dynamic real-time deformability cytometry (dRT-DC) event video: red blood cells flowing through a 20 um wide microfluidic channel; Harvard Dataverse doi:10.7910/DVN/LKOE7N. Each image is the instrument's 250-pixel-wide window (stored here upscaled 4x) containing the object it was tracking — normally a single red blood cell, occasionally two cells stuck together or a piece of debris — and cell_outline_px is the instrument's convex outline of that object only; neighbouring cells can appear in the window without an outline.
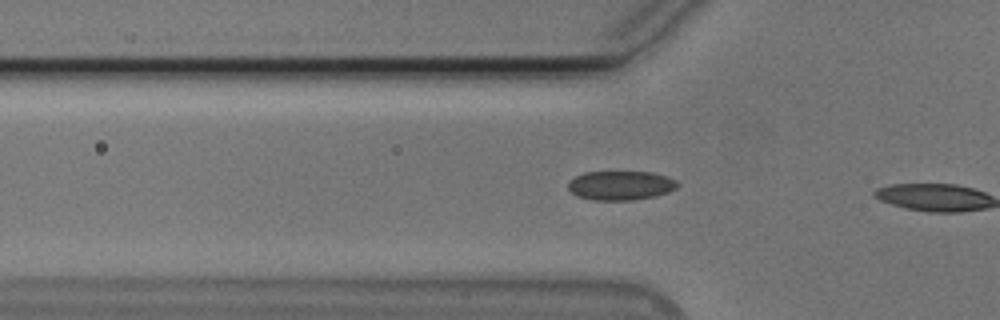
{"species": "Egyptian fruit bat (a non-hibernating species)", "species_latin": "Rousettus aegyptiacus", "temperature_condition": "cold", "stored_images_in_passage": 5, "camera_frame_rate_fps": 3000, "um_per_image_px": 0.085, "animal": {"sex": "male"}, "frame": {"image": 1, "passage_image": 3, "time_ms": 0.667, "image_size_px": [1000, 320], "cell_outline_px": [[680, 184], [676, 188], [668, 192], [656, 196], [632, 200], [592, 200], [576, 196], [568, 188], [568, 184], [576, 176], [584, 172], [652, 172], [668, 176], [676, 180]], "centroid_in_image_um": [52.79, 15.76], "position_along_channel_um": 73.0, "area_um2": 18.67}}